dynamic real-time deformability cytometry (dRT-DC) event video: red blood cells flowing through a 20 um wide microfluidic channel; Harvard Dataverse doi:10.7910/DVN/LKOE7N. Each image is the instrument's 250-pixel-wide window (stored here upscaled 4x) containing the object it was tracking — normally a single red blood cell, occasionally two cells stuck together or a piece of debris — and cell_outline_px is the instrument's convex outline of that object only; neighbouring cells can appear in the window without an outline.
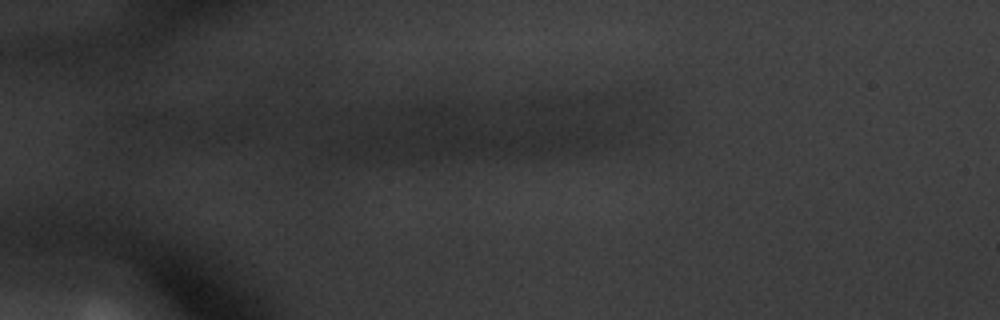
{"species": "common noctule bat (a hibernating species)", "species_latin": "Nyctalus noctula", "temperature_condition": "warm", "stored_images_in_passage": 9, "camera_frame_rate_fps": 3000, "um_per_image_px": 0.085, "animal": {"sex": "male", "body_mass_g": 20.1, "forearm_length_mm": 53.5}, "frame": {"image": 1, "passage_image": 7, "time_ms": 2.0, "image_size_px": [1000, 320], "cell_outline_px": [[256, 124], [252, 136], [244, 140], [192, 144], [120, 128], [120, 120], [124, 116], [132, 112], [164, 112], [256, 116]], "centroid_in_image_um": [16.24, 10.74], "position_along_channel_um": 68.8, "area_um2": 24.16}}